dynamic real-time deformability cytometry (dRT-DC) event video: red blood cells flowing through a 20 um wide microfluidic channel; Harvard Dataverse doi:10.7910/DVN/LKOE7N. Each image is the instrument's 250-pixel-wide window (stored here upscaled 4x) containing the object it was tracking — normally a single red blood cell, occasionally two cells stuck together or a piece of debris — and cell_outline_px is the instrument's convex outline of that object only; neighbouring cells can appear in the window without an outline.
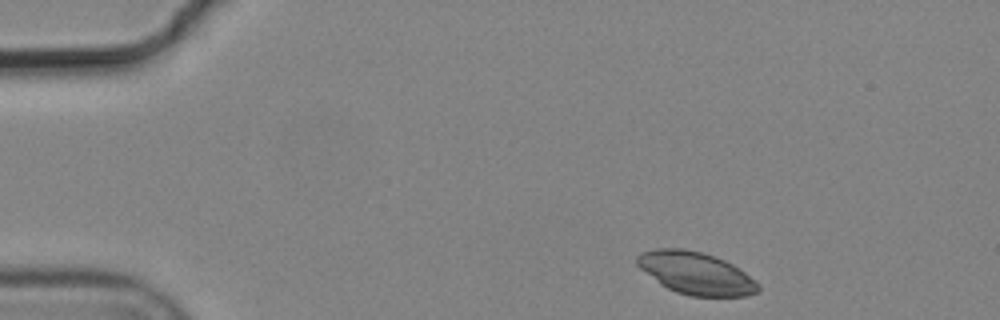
{"species": "common noctule bat (a hibernating species)", "species_latin": "Nyctalus noctula", "temperature_condition": "cold", "stored_images_in_passage": 3, "camera_frame_rate_fps": 3000, "um_per_image_px": 0.085, "animal": {"sex": "male", "body_mass_g": 19.2, "forearm_length_mm": 51.8}, "frame": {"image": 1, "passage_image": 1, "time_ms": 0.0, "image_size_px": [1000, 320], "cell_outline_px": [[760, 292], [748, 296], [692, 296], [676, 292], [660, 284], [640, 268], [636, 264], [636, 256], [640, 252], [656, 248], [684, 248], [700, 252], [724, 260], [732, 264], [744, 272], [760, 284]], "centroid_in_image_um": [59.15, 23.22], "position_along_channel_um": 25.9, "area_um2": 29.88}}